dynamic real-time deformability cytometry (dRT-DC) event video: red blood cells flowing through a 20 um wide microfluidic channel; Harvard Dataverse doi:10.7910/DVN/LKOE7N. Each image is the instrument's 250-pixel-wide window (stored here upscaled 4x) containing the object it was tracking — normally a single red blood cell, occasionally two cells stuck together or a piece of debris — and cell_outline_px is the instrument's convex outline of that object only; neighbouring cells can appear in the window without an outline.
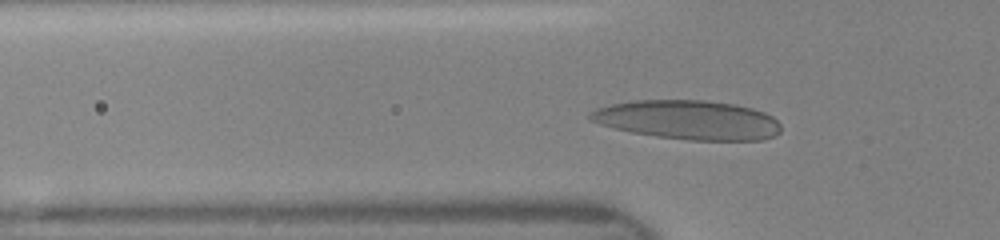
{"species": "human", "species_latin": "Homo sapiens", "temperature_condition": "room temperature", "stored_images_in_passage": 38, "camera_frame_rate_fps": 3000, "um_per_image_px": 0.085, "donor": {"sex": "female"}, "frame": {"image": 1, "passage_image": 14, "time_ms": 4.333, "image_size_px": [1000, 240], "cell_outline_px": [[780, 132], [764, 140], [688, 140], [656, 136], [632, 132], [600, 124], [588, 120], [588, 112], [596, 108], [612, 104], [632, 100], [704, 100], [736, 104], [752, 108], [764, 112], [772, 116], [780, 124]], "centroid_in_image_um": [58.47, 10.18], "position_along_channel_um": 67.3, "area_um2": 43.64}}
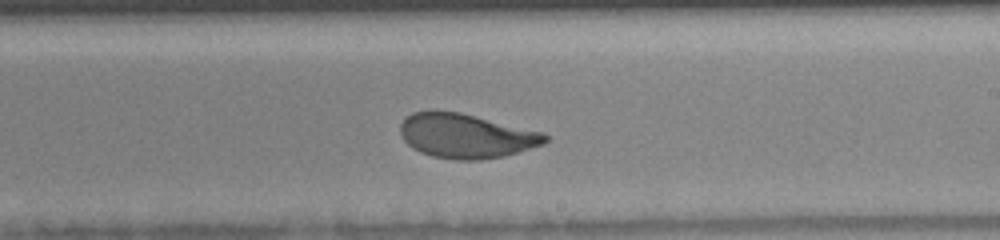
{"frame": {"image": 2, "passage_image": 27, "time_ms": 8.667, "image_size_px": [1000, 240], "cell_outline_px": [[548, 140], [544, 144], [504, 156], [480, 160], [456, 160], [432, 156], [420, 152], [412, 148], [400, 136], [400, 124], [412, 112], [432, 108], [436, 108], [460, 112], [544, 132], [548, 136]], "centroid_in_image_um": [39.58, 11.52], "position_along_channel_um": 249.4, "area_um2": 38.09}}
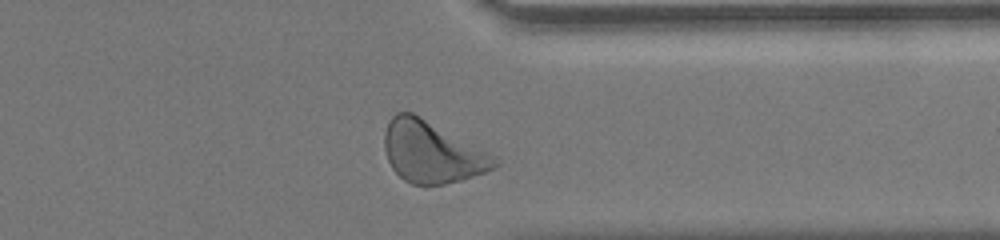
{"frame": {"image": 3, "passage_image": 36, "time_ms": 11.667, "image_size_px": [1000, 240], "cell_outline_px": [[500, 164], [496, 168], [460, 180], [444, 184], [412, 184], [404, 180], [392, 168], [388, 160], [384, 148], [384, 132], [388, 120], [396, 112], [412, 112], [420, 116], [496, 156], [500, 160]], "centroid_in_image_um": [36.71, 12.92], "position_along_channel_um": 374.7, "area_um2": 39.3}}